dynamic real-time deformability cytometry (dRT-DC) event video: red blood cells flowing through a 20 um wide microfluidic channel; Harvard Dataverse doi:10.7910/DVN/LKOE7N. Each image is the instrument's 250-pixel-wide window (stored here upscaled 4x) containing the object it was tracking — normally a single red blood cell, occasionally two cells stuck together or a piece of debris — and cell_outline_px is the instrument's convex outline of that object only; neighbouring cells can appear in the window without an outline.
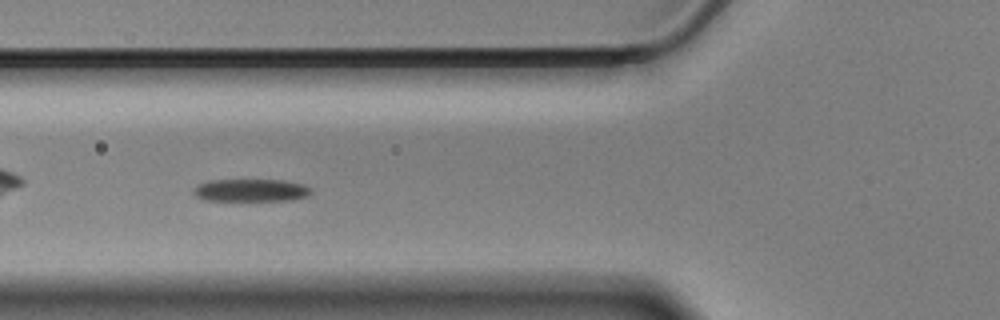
{"species": "Egyptian fruit bat (a non-hibernating species)", "species_latin": "Rousettus aegyptiacus", "temperature_condition": "cold", "stored_images_in_passage": 43, "camera_frame_rate_fps": 3000, "um_per_image_px": 0.085, "animal": {"sex": "male"}, "frame": {"image": 1, "passage_image": 6, "time_ms": 1.667, "image_size_px": [1000, 320], "cell_outline_px": [[312, 192], [308, 196], [292, 200], [204, 200], [196, 196], [192, 192], [192, 188], [196, 184], [212, 180], [284, 180], [300, 184], [312, 188]], "centroid_in_image_um": [21.3, 16.17], "position_along_channel_um": 104.5, "area_um2": 15.49}}
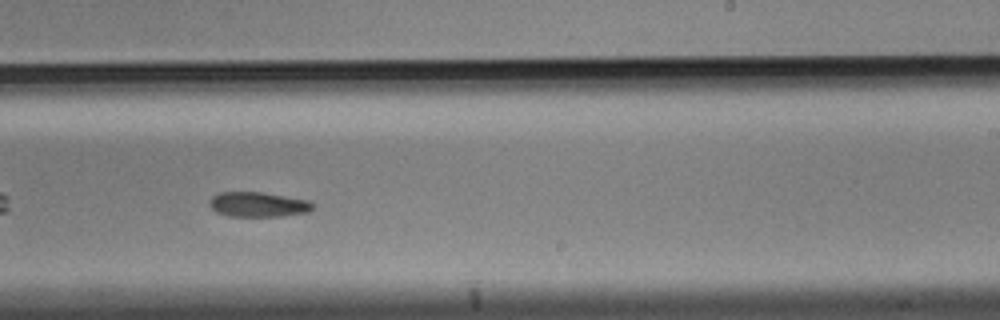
{"frame": {"image": 2, "passage_image": 20, "time_ms": 6.333, "image_size_px": [1000, 320], "cell_outline_px": [[312, 208], [308, 212], [280, 216], [228, 216], [216, 212], [208, 204], [208, 200], [212, 196], [220, 192], [260, 192], [308, 200], [312, 204]], "centroid_in_image_um": [21.87, 17.38], "position_along_channel_um": 267.1, "area_um2": 14.85}}
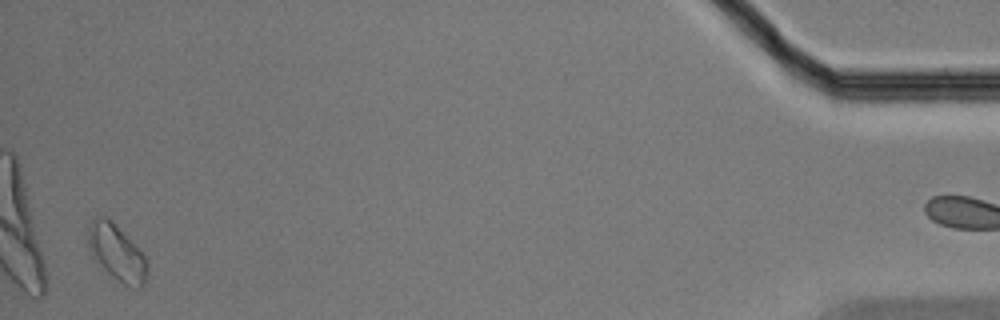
{"frame": {"image": 3, "passage_image": 41, "time_ms": 13.333, "image_size_px": [1000, 320], "cell_outline_px": [[148, 272], [144, 284], [140, 288], [136, 288], [124, 284], [112, 276], [92, 256], [88, 248], [88, 224], [100, 216], [104, 216], [112, 220], [144, 252], [148, 260]], "centroid_in_image_um": [9.97, 21.46], "position_along_channel_um": 425.2, "area_um2": 19.54}, "authors_computed_cell_mechanics": {"area_um2": 16.184, "velocity_mm_per_s": 3.4859, "shape_relaxation_time_tau1_ms": 2.505, "shape_relaxation_time_tau2_ms": null, "deformation_change_tau1": 0.0988, "deformation_change_tau2": null}}